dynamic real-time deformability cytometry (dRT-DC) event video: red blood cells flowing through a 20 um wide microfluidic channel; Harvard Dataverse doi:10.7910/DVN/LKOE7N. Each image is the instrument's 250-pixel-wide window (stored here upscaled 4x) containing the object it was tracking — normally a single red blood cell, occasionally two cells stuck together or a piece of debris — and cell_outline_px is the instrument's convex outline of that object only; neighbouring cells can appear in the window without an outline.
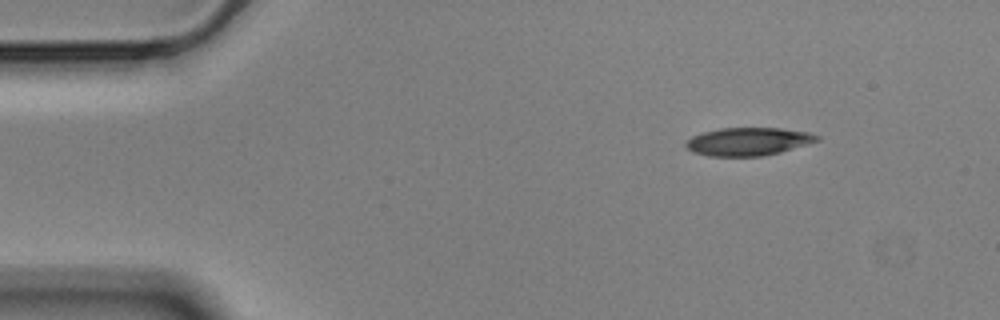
{"species": "Egyptian fruit bat (a non-hibernating species)", "species_latin": "Rousettus aegyptiacus", "temperature_condition": "cold", "stored_images_in_passage": 50, "camera_frame_rate_fps": 3000, "um_per_image_px": 0.085, "animal": {"sex": "male"}, "frame": {"image": 1, "passage_image": 1, "time_ms": 0.0, "image_size_px": [1000, 320], "cell_outline_px": [[820, 140], [780, 152], [764, 156], [708, 156], [692, 152], [684, 144], [692, 136], [704, 132], [720, 128], [780, 128], [808, 132], [820, 136]], "centroid_in_image_um": [63.6, 12.03], "position_along_channel_um": 21.4, "area_um2": 21.33}}
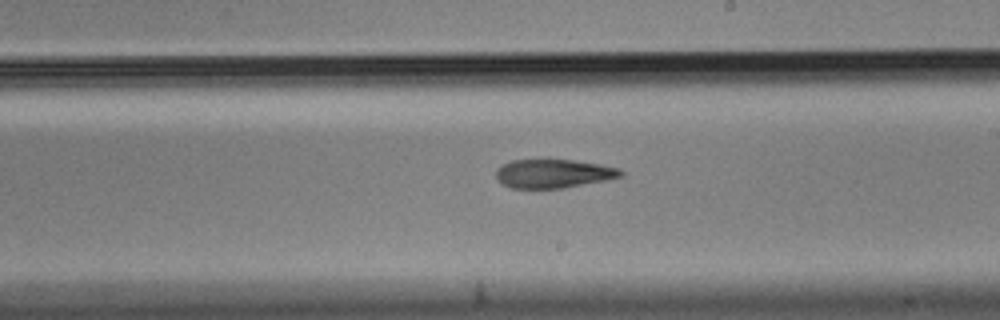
{"frame": {"image": 2, "passage_image": 26, "time_ms": 8.333, "image_size_px": [1000, 320], "cell_outline_px": [[624, 176], [604, 180], [560, 188], [512, 188], [504, 184], [496, 176], [496, 172], [504, 164], [512, 160], [548, 156], [600, 164], [620, 168], [624, 172]], "centroid_in_image_um": [47.06, 14.69], "position_along_channel_um": 241.9, "area_um2": 21.39}}
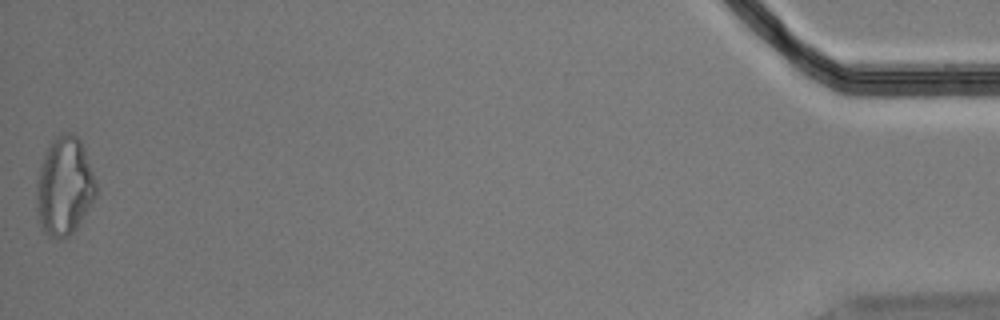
{"frame": {"image": 3, "passage_image": 50, "time_ms": 16.333, "image_size_px": [1000, 320], "cell_outline_px": [[100, 188], [96, 196], [76, 228], [68, 236], [60, 240], [56, 240], [48, 236], [44, 232], [40, 224], [36, 208], [36, 180], [48, 144], [56, 136], [64, 132], [72, 132], [80, 140], [84, 148]], "centroid_in_image_um": [5.48, 15.83], "position_along_channel_um": 429.7, "area_um2": 34.68}, "authors_computed_cell_mechanics": {"area_um2": 22.542, "velocity_mm_per_s": 3.54, "shape_relaxation_time_tau1_ms": 6.4092, "shape_relaxation_time_tau2_ms": null, "deformation_change_tau1": 0.1824, "deformation_change_tau2": null}}